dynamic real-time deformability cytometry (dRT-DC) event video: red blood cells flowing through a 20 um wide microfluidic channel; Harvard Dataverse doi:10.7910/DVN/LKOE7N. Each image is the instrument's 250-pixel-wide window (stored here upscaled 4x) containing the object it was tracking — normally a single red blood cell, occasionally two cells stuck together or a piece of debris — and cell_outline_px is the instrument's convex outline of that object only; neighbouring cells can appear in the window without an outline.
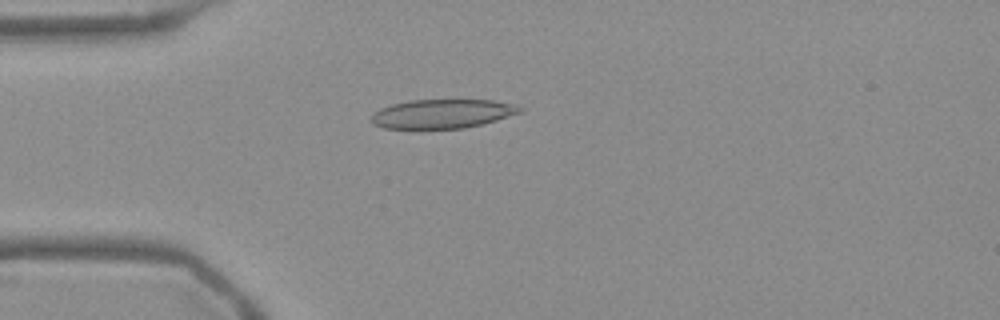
{"species": "Egyptian fruit bat (a non-hibernating species)", "species_latin": "Rousettus aegyptiacus", "temperature_condition": "warm", "stored_images_in_passage": 48, "camera_frame_rate_fps": 3000, "um_per_image_px": 0.085, "frame": {"image": 1, "passage_image": 9, "time_ms": 2.667, "image_size_px": [1000, 320], "cell_outline_px": [[524, 108], [520, 112], [496, 120], [464, 128], [384, 128], [372, 124], [372, 112], [380, 108], [392, 104], [408, 100], [492, 100], [516, 104]], "centroid_in_image_um": [37.58, 9.66], "position_along_channel_um": 47.4, "area_um2": 25.03}}
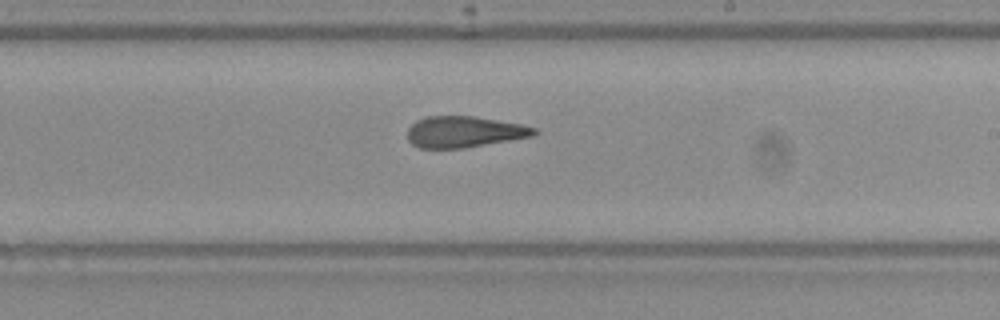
{"frame": {"image": 2, "passage_image": 26, "time_ms": 8.333, "image_size_px": [1000, 320], "cell_outline_px": [[540, 132], [536, 136], [464, 148], [420, 148], [412, 144], [408, 140], [408, 128], [416, 120], [428, 116], [472, 116], [520, 124], [536, 128]], "centroid_in_image_um": [39.49, 11.21], "position_along_channel_um": 249.5, "area_um2": 23.12}}
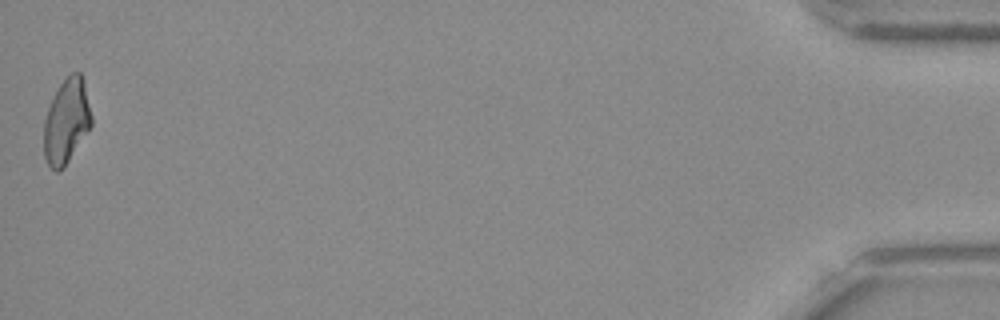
{"frame": {"image": 3, "passage_image": 48, "time_ms": 15.667, "image_size_px": [1000, 320], "cell_outline_px": [[92, 124], [64, 168], [60, 172], [56, 172], [48, 164], [44, 156], [44, 120], [48, 108], [60, 84], [72, 72], [80, 72], [84, 84], [92, 116]], "centroid_in_image_um": [5.64, 10.34], "position_along_channel_um": 429.6, "area_um2": 23.18}, "authors_computed_cell_mechanics": {"area_um2": 24.0448, "velocity_mm_per_s": 3.7969, "shape_relaxation_time_tau1_ms": null, "shape_relaxation_time_tau2_ms": 2.4569, "deformation_change_tau1": null, "deformation_change_tau2": 0.1189}}